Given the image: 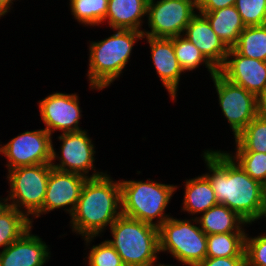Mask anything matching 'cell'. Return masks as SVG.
<instances>
[{
  "label": "cell",
  "instance_id": "cell-1",
  "mask_svg": "<svg viewBox=\"0 0 266 266\" xmlns=\"http://www.w3.org/2000/svg\"><path fill=\"white\" fill-rule=\"evenodd\" d=\"M203 157L212 173L205 176L217 203L236 212L248 224L256 221L266 199V187L252 179L226 152L206 150Z\"/></svg>",
  "mask_w": 266,
  "mask_h": 266
},
{
  "label": "cell",
  "instance_id": "cell-2",
  "mask_svg": "<svg viewBox=\"0 0 266 266\" xmlns=\"http://www.w3.org/2000/svg\"><path fill=\"white\" fill-rule=\"evenodd\" d=\"M113 182L104 174L87 178L82 187L70 222L72 231L85 236L86 244L122 214L120 181Z\"/></svg>",
  "mask_w": 266,
  "mask_h": 266
},
{
  "label": "cell",
  "instance_id": "cell-3",
  "mask_svg": "<svg viewBox=\"0 0 266 266\" xmlns=\"http://www.w3.org/2000/svg\"><path fill=\"white\" fill-rule=\"evenodd\" d=\"M110 37L90 43L88 78L91 89L109 86L125 68L137 39L145 38L142 31L115 29Z\"/></svg>",
  "mask_w": 266,
  "mask_h": 266
},
{
  "label": "cell",
  "instance_id": "cell-4",
  "mask_svg": "<svg viewBox=\"0 0 266 266\" xmlns=\"http://www.w3.org/2000/svg\"><path fill=\"white\" fill-rule=\"evenodd\" d=\"M113 246L126 266H147L157 261L159 229L121 214L110 226Z\"/></svg>",
  "mask_w": 266,
  "mask_h": 266
},
{
  "label": "cell",
  "instance_id": "cell-5",
  "mask_svg": "<svg viewBox=\"0 0 266 266\" xmlns=\"http://www.w3.org/2000/svg\"><path fill=\"white\" fill-rule=\"evenodd\" d=\"M122 214L156 227H160L169 215L164 211L170 202L171 196L177 188L174 185L161 184L148 180L120 181ZM158 217L157 223L153 222Z\"/></svg>",
  "mask_w": 266,
  "mask_h": 266
},
{
  "label": "cell",
  "instance_id": "cell-6",
  "mask_svg": "<svg viewBox=\"0 0 266 266\" xmlns=\"http://www.w3.org/2000/svg\"><path fill=\"white\" fill-rule=\"evenodd\" d=\"M159 229V252L170 254L188 266H196L206 258L207 235L190 220L170 217Z\"/></svg>",
  "mask_w": 266,
  "mask_h": 266
},
{
  "label": "cell",
  "instance_id": "cell-7",
  "mask_svg": "<svg viewBox=\"0 0 266 266\" xmlns=\"http://www.w3.org/2000/svg\"><path fill=\"white\" fill-rule=\"evenodd\" d=\"M51 169V164L46 163L8 170L7 178L10 183L8 201L12 200L9 206L18 211H21L22 206L27 209V216L30 214L34 216L43 207Z\"/></svg>",
  "mask_w": 266,
  "mask_h": 266
},
{
  "label": "cell",
  "instance_id": "cell-8",
  "mask_svg": "<svg viewBox=\"0 0 266 266\" xmlns=\"http://www.w3.org/2000/svg\"><path fill=\"white\" fill-rule=\"evenodd\" d=\"M196 0L148 1L147 18L151 31H142L143 36L173 38L184 34V30L196 15Z\"/></svg>",
  "mask_w": 266,
  "mask_h": 266
},
{
  "label": "cell",
  "instance_id": "cell-9",
  "mask_svg": "<svg viewBox=\"0 0 266 266\" xmlns=\"http://www.w3.org/2000/svg\"><path fill=\"white\" fill-rule=\"evenodd\" d=\"M51 135L45 130L25 131L0 147L8 158L7 169L51 163L58 156Z\"/></svg>",
  "mask_w": 266,
  "mask_h": 266
},
{
  "label": "cell",
  "instance_id": "cell-10",
  "mask_svg": "<svg viewBox=\"0 0 266 266\" xmlns=\"http://www.w3.org/2000/svg\"><path fill=\"white\" fill-rule=\"evenodd\" d=\"M212 79L218 93L219 105L235 138L258 115L257 97L243 87L229 82L219 72Z\"/></svg>",
  "mask_w": 266,
  "mask_h": 266
},
{
  "label": "cell",
  "instance_id": "cell-11",
  "mask_svg": "<svg viewBox=\"0 0 266 266\" xmlns=\"http://www.w3.org/2000/svg\"><path fill=\"white\" fill-rule=\"evenodd\" d=\"M58 138L62 141L61 155L59 156L61 164L55 165L51 162L52 168L63 172L77 173L86 178L104 175L103 172H96V169L93 168L94 146L85 130L62 133ZM89 170H94V172L87 176Z\"/></svg>",
  "mask_w": 266,
  "mask_h": 266
},
{
  "label": "cell",
  "instance_id": "cell-12",
  "mask_svg": "<svg viewBox=\"0 0 266 266\" xmlns=\"http://www.w3.org/2000/svg\"><path fill=\"white\" fill-rule=\"evenodd\" d=\"M45 130L52 135L55 130L63 133L82 131L78 126L81 109L76 94L53 93L39 102Z\"/></svg>",
  "mask_w": 266,
  "mask_h": 266
},
{
  "label": "cell",
  "instance_id": "cell-13",
  "mask_svg": "<svg viewBox=\"0 0 266 266\" xmlns=\"http://www.w3.org/2000/svg\"><path fill=\"white\" fill-rule=\"evenodd\" d=\"M218 72L229 82L243 87L257 98L266 89V62L242 56L234 48H229L226 60Z\"/></svg>",
  "mask_w": 266,
  "mask_h": 266
},
{
  "label": "cell",
  "instance_id": "cell-14",
  "mask_svg": "<svg viewBox=\"0 0 266 266\" xmlns=\"http://www.w3.org/2000/svg\"><path fill=\"white\" fill-rule=\"evenodd\" d=\"M86 179V177L77 173L63 172L52 168L48 178L43 207L33 218L35 216L36 218L40 217V214L68 205L71 207L69 209L65 208V210L71 216L75 210Z\"/></svg>",
  "mask_w": 266,
  "mask_h": 266
},
{
  "label": "cell",
  "instance_id": "cell-15",
  "mask_svg": "<svg viewBox=\"0 0 266 266\" xmlns=\"http://www.w3.org/2000/svg\"><path fill=\"white\" fill-rule=\"evenodd\" d=\"M184 32V37L193 43L217 70L223 66L229 48L213 31L203 14H196Z\"/></svg>",
  "mask_w": 266,
  "mask_h": 266
},
{
  "label": "cell",
  "instance_id": "cell-16",
  "mask_svg": "<svg viewBox=\"0 0 266 266\" xmlns=\"http://www.w3.org/2000/svg\"><path fill=\"white\" fill-rule=\"evenodd\" d=\"M30 231L0 252V266H43L48 262V246Z\"/></svg>",
  "mask_w": 266,
  "mask_h": 266
},
{
  "label": "cell",
  "instance_id": "cell-17",
  "mask_svg": "<svg viewBox=\"0 0 266 266\" xmlns=\"http://www.w3.org/2000/svg\"><path fill=\"white\" fill-rule=\"evenodd\" d=\"M146 39L151 49V58L156 72L172 100H175L180 75L183 71L175 56L173 38L146 36Z\"/></svg>",
  "mask_w": 266,
  "mask_h": 266
},
{
  "label": "cell",
  "instance_id": "cell-18",
  "mask_svg": "<svg viewBox=\"0 0 266 266\" xmlns=\"http://www.w3.org/2000/svg\"><path fill=\"white\" fill-rule=\"evenodd\" d=\"M149 0H109L107 14L104 21L108 19L112 29L140 30L142 17L147 14Z\"/></svg>",
  "mask_w": 266,
  "mask_h": 266
},
{
  "label": "cell",
  "instance_id": "cell-19",
  "mask_svg": "<svg viewBox=\"0 0 266 266\" xmlns=\"http://www.w3.org/2000/svg\"><path fill=\"white\" fill-rule=\"evenodd\" d=\"M201 217L191 219L197 221L206 235L230 232H244L242 225L248 224L236 212L223 204H217L201 213Z\"/></svg>",
  "mask_w": 266,
  "mask_h": 266
},
{
  "label": "cell",
  "instance_id": "cell-20",
  "mask_svg": "<svg viewBox=\"0 0 266 266\" xmlns=\"http://www.w3.org/2000/svg\"><path fill=\"white\" fill-rule=\"evenodd\" d=\"M198 13L208 19L213 31L228 48H233L237 44L240 33L246 27L235 6Z\"/></svg>",
  "mask_w": 266,
  "mask_h": 266
},
{
  "label": "cell",
  "instance_id": "cell-21",
  "mask_svg": "<svg viewBox=\"0 0 266 266\" xmlns=\"http://www.w3.org/2000/svg\"><path fill=\"white\" fill-rule=\"evenodd\" d=\"M185 186L183 210L188 213H203L218 204L211 183L204 174L187 180Z\"/></svg>",
  "mask_w": 266,
  "mask_h": 266
},
{
  "label": "cell",
  "instance_id": "cell-22",
  "mask_svg": "<svg viewBox=\"0 0 266 266\" xmlns=\"http://www.w3.org/2000/svg\"><path fill=\"white\" fill-rule=\"evenodd\" d=\"M245 232H230L207 235L206 257H246Z\"/></svg>",
  "mask_w": 266,
  "mask_h": 266
},
{
  "label": "cell",
  "instance_id": "cell-23",
  "mask_svg": "<svg viewBox=\"0 0 266 266\" xmlns=\"http://www.w3.org/2000/svg\"><path fill=\"white\" fill-rule=\"evenodd\" d=\"M32 219L23 211L9 206L0 214V247L3 250L32 228Z\"/></svg>",
  "mask_w": 266,
  "mask_h": 266
},
{
  "label": "cell",
  "instance_id": "cell-24",
  "mask_svg": "<svg viewBox=\"0 0 266 266\" xmlns=\"http://www.w3.org/2000/svg\"><path fill=\"white\" fill-rule=\"evenodd\" d=\"M233 48L242 56L266 62V24L246 26Z\"/></svg>",
  "mask_w": 266,
  "mask_h": 266
},
{
  "label": "cell",
  "instance_id": "cell-25",
  "mask_svg": "<svg viewBox=\"0 0 266 266\" xmlns=\"http://www.w3.org/2000/svg\"><path fill=\"white\" fill-rule=\"evenodd\" d=\"M236 152L266 153V119L259 114L235 137Z\"/></svg>",
  "mask_w": 266,
  "mask_h": 266
},
{
  "label": "cell",
  "instance_id": "cell-26",
  "mask_svg": "<svg viewBox=\"0 0 266 266\" xmlns=\"http://www.w3.org/2000/svg\"><path fill=\"white\" fill-rule=\"evenodd\" d=\"M175 56L182 71H192L204 63L211 74L215 75L218 70L204 57L201 51L182 35L173 37Z\"/></svg>",
  "mask_w": 266,
  "mask_h": 266
},
{
  "label": "cell",
  "instance_id": "cell-27",
  "mask_svg": "<svg viewBox=\"0 0 266 266\" xmlns=\"http://www.w3.org/2000/svg\"><path fill=\"white\" fill-rule=\"evenodd\" d=\"M108 3L109 0H70L69 5L78 22L95 26L104 21Z\"/></svg>",
  "mask_w": 266,
  "mask_h": 266
},
{
  "label": "cell",
  "instance_id": "cell-28",
  "mask_svg": "<svg viewBox=\"0 0 266 266\" xmlns=\"http://www.w3.org/2000/svg\"><path fill=\"white\" fill-rule=\"evenodd\" d=\"M228 154L252 179L266 187V153L236 152L235 156Z\"/></svg>",
  "mask_w": 266,
  "mask_h": 266
},
{
  "label": "cell",
  "instance_id": "cell-29",
  "mask_svg": "<svg viewBox=\"0 0 266 266\" xmlns=\"http://www.w3.org/2000/svg\"><path fill=\"white\" fill-rule=\"evenodd\" d=\"M234 6L245 26L266 24V0H236Z\"/></svg>",
  "mask_w": 266,
  "mask_h": 266
},
{
  "label": "cell",
  "instance_id": "cell-30",
  "mask_svg": "<svg viewBox=\"0 0 266 266\" xmlns=\"http://www.w3.org/2000/svg\"><path fill=\"white\" fill-rule=\"evenodd\" d=\"M88 255L89 266H126L108 240L99 245H93Z\"/></svg>",
  "mask_w": 266,
  "mask_h": 266
},
{
  "label": "cell",
  "instance_id": "cell-31",
  "mask_svg": "<svg viewBox=\"0 0 266 266\" xmlns=\"http://www.w3.org/2000/svg\"><path fill=\"white\" fill-rule=\"evenodd\" d=\"M247 266H266V235L245 238Z\"/></svg>",
  "mask_w": 266,
  "mask_h": 266
},
{
  "label": "cell",
  "instance_id": "cell-32",
  "mask_svg": "<svg viewBox=\"0 0 266 266\" xmlns=\"http://www.w3.org/2000/svg\"><path fill=\"white\" fill-rule=\"evenodd\" d=\"M196 266H247L246 257H206Z\"/></svg>",
  "mask_w": 266,
  "mask_h": 266
},
{
  "label": "cell",
  "instance_id": "cell-33",
  "mask_svg": "<svg viewBox=\"0 0 266 266\" xmlns=\"http://www.w3.org/2000/svg\"><path fill=\"white\" fill-rule=\"evenodd\" d=\"M236 0H198L197 10L199 12H211L228 6H234Z\"/></svg>",
  "mask_w": 266,
  "mask_h": 266
},
{
  "label": "cell",
  "instance_id": "cell-34",
  "mask_svg": "<svg viewBox=\"0 0 266 266\" xmlns=\"http://www.w3.org/2000/svg\"><path fill=\"white\" fill-rule=\"evenodd\" d=\"M258 101V114L266 119V89L264 92L257 98Z\"/></svg>",
  "mask_w": 266,
  "mask_h": 266
},
{
  "label": "cell",
  "instance_id": "cell-35",
  "mask_svg": "<svg viewBox=\"0 0 266 266\" xmlns=\"http://www.w3.org/2000/svg\"><path fill=\"white\" fill-rule=\"evenodd\" d=\"M12 3H13V0H0V17L8 13Z\"/></svg>",
  "mask_w": 266,
  "mask_h": 266
},
{
  "label": "cell",
  "instance_id": "cell-36",
  "mask_svg": "<svg viewBox=\"0 0 266 266\" xmlns=\"http://www.w3.org/2000/svg\"><path fill=\"white\" fill-rule=\"evenodd\" d=\"M4 201V202H3ZM3 201L1 202L0 201V214L9 207V204L7 201H8V198H3Z\"/></svg>",
  "mask_w": 266,
  "mask_h": 266
},
{
  "label": "cell",
  "instance_id": "cell-37",
  "mask_svg": "<svg viewBox=\"0 0 266 266\" xmlns=\"http://www.w3.org/2000/svg\"><path fill=\"white\" fill-rule=\"evenodd\" d=\"M262 217H266V199L264 201V204L262 206V209H261V212H260L258 219H260Z\"/></svg>",
  "mask_w": 266,
  "mask_h": 266
},
{
  "label": "cell",
  "instance_id": "cell-38",
  "mask_svg": "<svg viewBox=\"0 0 266 266\" xmlns=\"http://www.w3.org/2000/svg\"><path fill=\"white\" fill-rule=\"evenodd\" d=\"M154 263L155 262H153V263H150L149 265H147V266H154ZM155 266H172V265H164V264H156Z\"/></svg>",
  "mask_w": 266,
  "mask_h": 266
}]
</instances>
